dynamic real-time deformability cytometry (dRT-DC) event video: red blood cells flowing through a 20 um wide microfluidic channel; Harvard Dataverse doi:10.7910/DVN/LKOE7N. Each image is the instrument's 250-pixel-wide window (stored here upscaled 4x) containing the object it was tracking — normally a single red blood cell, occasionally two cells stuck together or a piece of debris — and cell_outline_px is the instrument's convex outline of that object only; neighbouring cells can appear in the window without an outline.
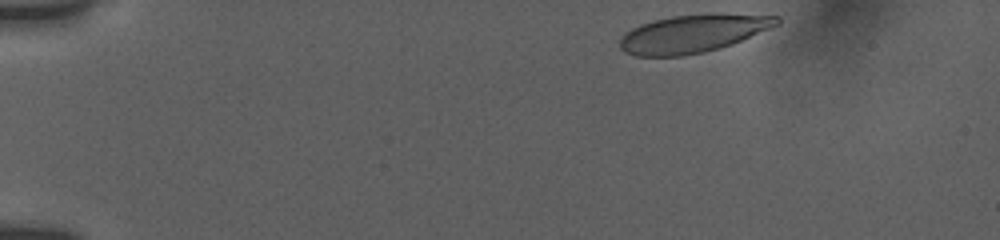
{"species": "human", "species_latin": "Homo sapiens", "temperature_condition": "room temperature", "stored_images_in_passage": 41, "camera_frame_rate_fps": 3000, "um_per_image_px": 0.085, "donor": {"sex": "female"}, "frame": {"image": 1, "passage_image": 1, "time_ms": 0.0, "image_size_px": [1000, 240], "cell_outline_px": [[780, 24], [732, 44], [720, 48], [704, 52], [680, 56], [636, 56], [624, 52], [620, 48], [620, 40], [624, 32], [640, 24], [652, 20], [672, 16], [708, 12], [720, 12], [780, 16]], "centroid_in_image_um": [58.92, 2.82], "position_along_channel_um": 26.1, "area_um2": 35.32}}
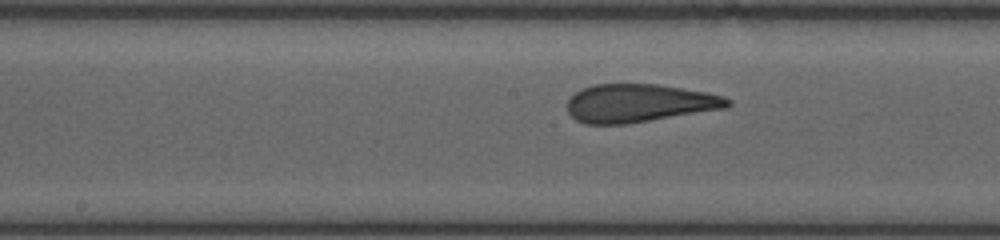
{"frame": {"image": 2, "passage_image": 22, "time_ms": 7.0, "image_size_px": [1000, 240], "cell_outline_px": [[732, 104], [728, 108], [624, 124], [584, 124], [576, 120], [568, 112], [568, 100], [576, 92], [584, 88], [596, 84], [656, 84], [708, 92], [724, 96], [732, 100]], "centroid_in_image_um": [54.37, 8.77], "position_along_channel_um": 193.8, "area_um2": 35.6}}
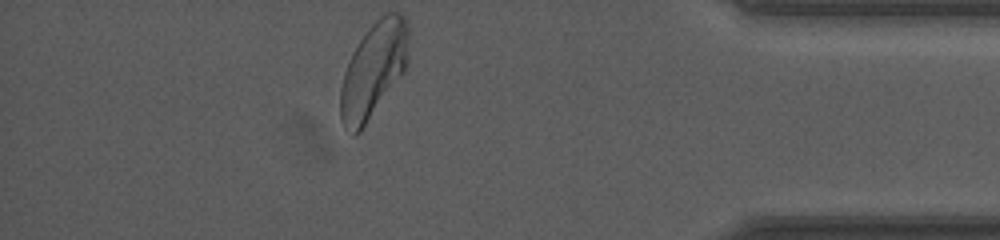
{"frame": {"image": 3, "passage_image": 41, "time_ms": 13.333, "image_size_px": [1000, 240], "cell_outline_px": [[408, 64], [404, 72], [360, 132], [356, 136], [352, 136], [344, 128], [340, 120], [340, 88], [344, 72], [348, 60], [352, 52], [368, 28], [380, 16], [388, 12], [400, 12], [404, 16], [408, 24]], "centroid_in_image_um": [31.74, 5.97], "position_along_channel_um": 403.5, "area_um2": 38.21}, "authors_computed_cell_mechanics": {"area_um2": 36.125, "velocity_mm_per_s": 3.809, "shape_relaxation_time_tau1_ms": 11.3693, "shape_relaxation_time_tau2_ms": 0.8517, "deformation_change_tau1": 0.2947, "deformation_change_tau2": 0.0822}}